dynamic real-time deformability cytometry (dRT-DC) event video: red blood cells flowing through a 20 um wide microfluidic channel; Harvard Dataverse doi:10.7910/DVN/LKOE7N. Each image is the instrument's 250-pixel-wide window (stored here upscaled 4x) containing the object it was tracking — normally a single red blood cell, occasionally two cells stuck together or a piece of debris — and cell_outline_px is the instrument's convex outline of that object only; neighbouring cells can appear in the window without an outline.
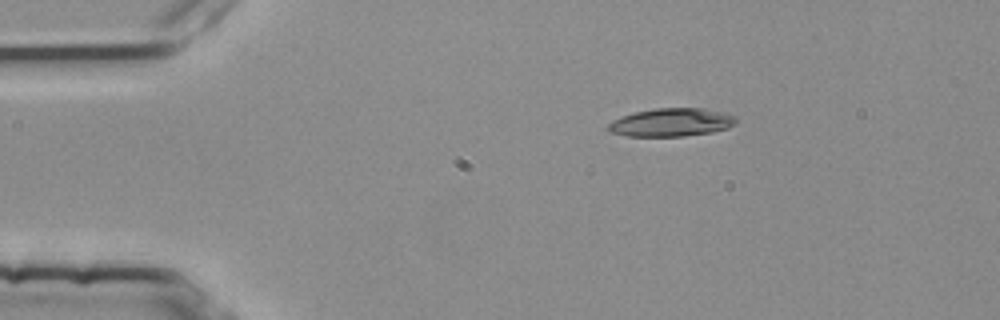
{"species": "common noctule bat (a hibernating species)", "species_latin": "Nyctalus noctula", "temperature_condition": "room temperature", "stored_images_in_passage": 3, "camera_frame_rate_fps": 3000, "um_per_image_px": 0.085, "animal": {"sex": "female", "body_mass_g": 25.1}, "frame": {"image": 1, "passage_image": 2, "time_ms": 0.333, "image_size_px": [1000, 320], "cell_outline_px": [[736, 124], [728, 128], [712, 132], [684, 136], [628, 136], [608, 132], [604, 128], [612, 120], [620, 116], [632, 112], [656, 108], [704, 108], [724, 112], [736, 116]], "centroid_in_image_um": [57.03, 10.4], "position_along_channel_um": 28.0, "area_um2": 21.39}}